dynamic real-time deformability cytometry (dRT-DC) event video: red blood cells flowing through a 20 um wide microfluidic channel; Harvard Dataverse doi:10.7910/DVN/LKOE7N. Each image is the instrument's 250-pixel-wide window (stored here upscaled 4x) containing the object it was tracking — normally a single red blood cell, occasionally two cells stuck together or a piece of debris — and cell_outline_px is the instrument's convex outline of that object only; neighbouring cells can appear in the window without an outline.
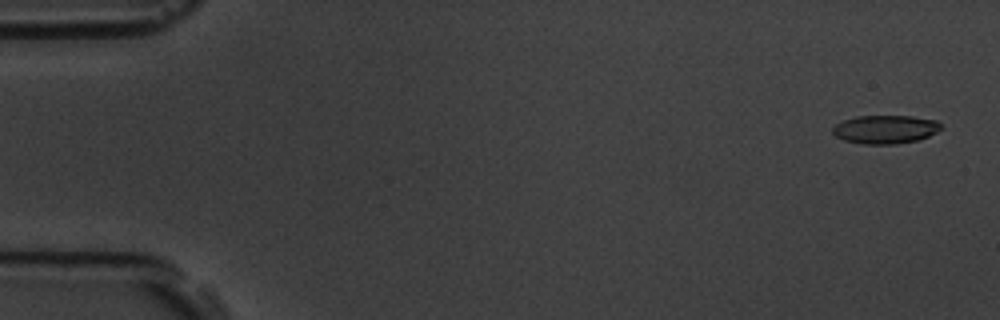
{"species": "common noctule bat (a hibernating species)", "species_latin": "Nyctalus noctula", "temperature_condition": "room temperature", "stored_images_in_passage": 5, "camera_frame_rate_fps": 3000, "um_per_image_px": 0.085, "animal": {"sex": "male", "body_mass_g": 19.5, "forearm_length_mm": 54.6}, "frame": {"image": 1, "passage_image": 1, "time_ms": 0.0, "image_size_px": [1000, 320], "cell_outline_px": [[940, 128], [936, 132], [920, 140], [896, 144], [864, 144], [844, 140], [836, 136], [832, 132], [832, 128], [836, 124], [844, 120], [856, 116], [912, 116], [936, 120], [940, 124]], "centroid_in_image_um": [75.24, 11.0], "position_along_channel_um": 9.8, "area_um2": 17.92}}
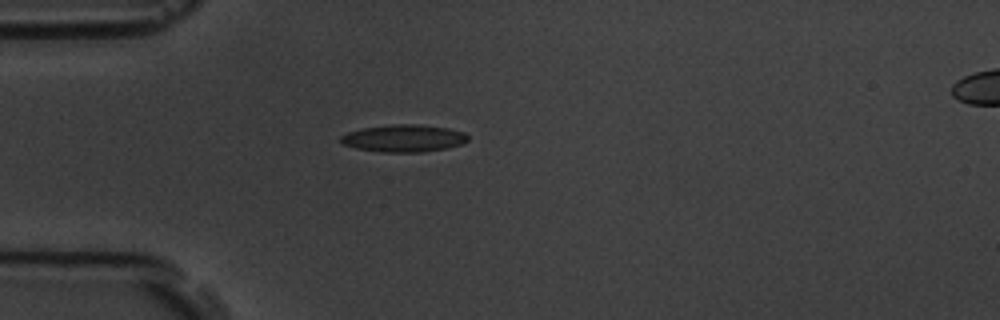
{"frame": {"image": 2, "passage_image": 5, "time_ms": 4.667, "image_size_px": [1000, 320], "cell_outline_px": [[468, 140], [464, 144], [448, 148], [420, 152], [380, 152], [356, 148], [344, 144], [340, 140], [340, 136], [348, 132], [364, 128], [392, 124], [416, 124], [448, 128], [464, 132], [468, 136]], "centroid_in_image_um": [34.35, 11.75], "position_along_channel_um": 50.6, "area_um2": 20.23}}